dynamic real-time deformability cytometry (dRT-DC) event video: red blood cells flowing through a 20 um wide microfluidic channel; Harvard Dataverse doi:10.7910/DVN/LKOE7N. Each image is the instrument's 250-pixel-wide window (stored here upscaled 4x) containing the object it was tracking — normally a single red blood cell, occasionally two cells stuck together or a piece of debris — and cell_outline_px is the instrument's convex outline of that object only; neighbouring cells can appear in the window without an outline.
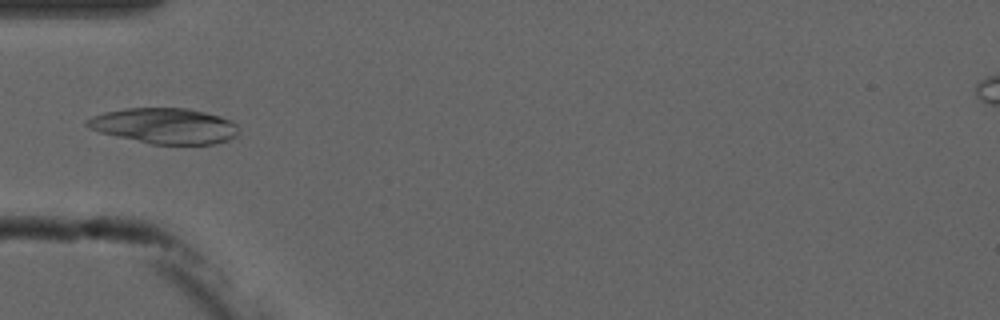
{"species": "common noctule bat (a hibernating species)", "species_latin": "Nyctalus noctula", "temperature_condition": "cold", "stored_images_in_passage": 6, "camera_frame_rate_fps": 3000, "um_per_image_px": 0.085, "animal": {"sex": "male", "forearm_length_mm": 52.5}, "frame": {"image": 1, "passage_image": 6, "time_ms": 5.667, "image_size_px": [1000, 320], "cell_outline_px": [[236, 136], [228, 140], [216, 144], [152, 144], [116, 136], [100, 132], [88, 128], [84, 124], [84, 120], [92, 116], [104, 112], [124, 108], [188, 108], [220, 116], [232, 120], [236, 124]], "centroid_in_image_um": [13.96, 10.69], "position_along_channel_um": 71.0, "area_um2": 31.5}}